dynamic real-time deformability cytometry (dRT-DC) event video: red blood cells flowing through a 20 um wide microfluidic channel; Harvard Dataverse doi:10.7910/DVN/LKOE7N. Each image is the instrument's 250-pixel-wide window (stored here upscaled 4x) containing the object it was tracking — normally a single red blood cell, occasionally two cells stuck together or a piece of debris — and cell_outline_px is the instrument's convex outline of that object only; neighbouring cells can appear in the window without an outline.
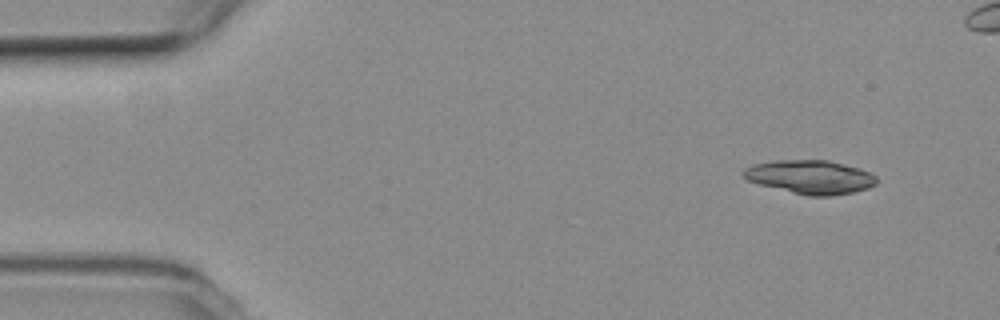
{"species": "common noctule bat (a hibernating species)", "species_latin": "Nyctalus noctula", "temperature_condition": "room temperature", "stored_images_in_passage": 4, "camera_frame_rate_fps": 3000, "um_per_image_px": 0.085, "animal": {"sex": "female", "body_mass_g": 19.3, "forearm_length_mm": 54.1}, "frame": {"image": 1, "passage_image": 1, "time_ms": 0.0, "image_size_px": [1000, 320], "cell_outline_px": [[876, 184], [868, 188], [852, 192], [828, 196], [808, 196], [760, 184], [748, 180], [740, 172], [744, 168], [752, 164], [776, 160], [828, 160], [860, 168], [876, 176]], "centroid_in_image_um": [68.86, 15.03], "position_along_channel_um": 16.1, "area_um2": 26.01}}